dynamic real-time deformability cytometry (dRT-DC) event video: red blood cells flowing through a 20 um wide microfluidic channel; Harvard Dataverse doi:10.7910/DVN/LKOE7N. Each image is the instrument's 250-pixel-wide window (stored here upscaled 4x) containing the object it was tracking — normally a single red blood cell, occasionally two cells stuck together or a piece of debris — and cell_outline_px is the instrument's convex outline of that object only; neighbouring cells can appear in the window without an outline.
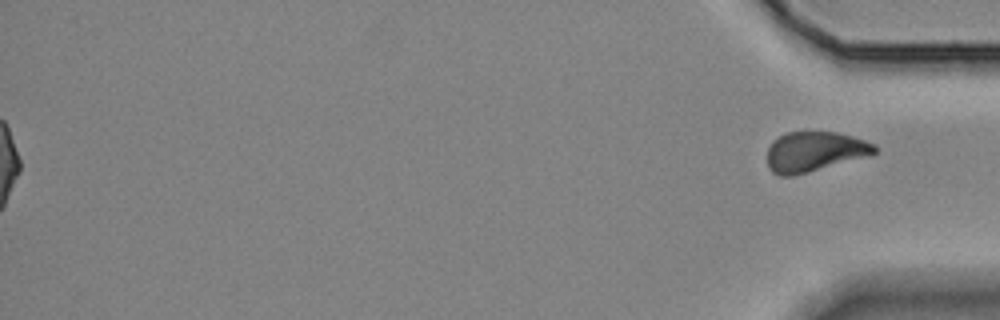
{"species": "Egyptian fruit bat (a non-hibernating species)", "species_latin": "Rousettus aegyptiacus", "temperature_condition": "room temperature", "stored_images_in_passage": 44, "segment_of_instrument_passage": [2, 2], "camera_frame_rate_fps": 3000, "um_per_image_px": 0.085, "animal": {"sex": "female"}, "frame": {"image": 1, "passage_image": 44, "time_ms": 14.333, "image_size_px": [1000, 320], "cell_outline_px": [[876, 152], [872, 156], [792, 176], [780, 176], [772, 172], [768, 168], [768, 148], [772, 140], [784, 132], [836, 132], [852, 136], [876, 144]], "centroid_in_image_um": [69.25, 12.89], "position_along_channel_um": 366.0, "area_um2": 25.32}}